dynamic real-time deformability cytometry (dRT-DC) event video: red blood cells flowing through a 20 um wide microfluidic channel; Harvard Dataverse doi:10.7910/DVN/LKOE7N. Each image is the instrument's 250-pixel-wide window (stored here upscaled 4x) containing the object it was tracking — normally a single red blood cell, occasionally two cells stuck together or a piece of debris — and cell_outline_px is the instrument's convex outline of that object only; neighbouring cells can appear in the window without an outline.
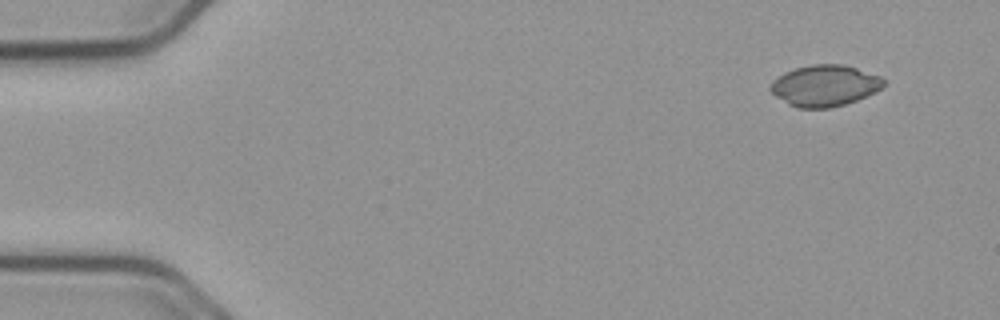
{"species": "common noctule bat (a hibernating species)", "species_latin": "Nyctalus noctula", "temperature_condition": "cold", "stored_images_in_passage": 51, "camera_frame_rate_fps": 3000, "um_per_image_px": 0.085, "animal": {"sex": "male", "body_mass_g": 23.1, "forearm_length_mm": 52.7}, "frame": {"image": 1, "passage_image": 1, "time_ms": 0.0, "image_size_px": [1000, 320], "cell_outline_px": [[884, 84], [876, 92], [856, 100], [844, 104], [828, 108], [796, 108], [788, 104], [776, 96], [768, 88], [772, 80], [784, 72], [796, 68], [812, 64], [844, 64], [880, 76], [884, 80]], "centroid_in_image_um": [70.07, 7.28], "position_along_channel_um": 14.9, "area_um2": 27.17}}
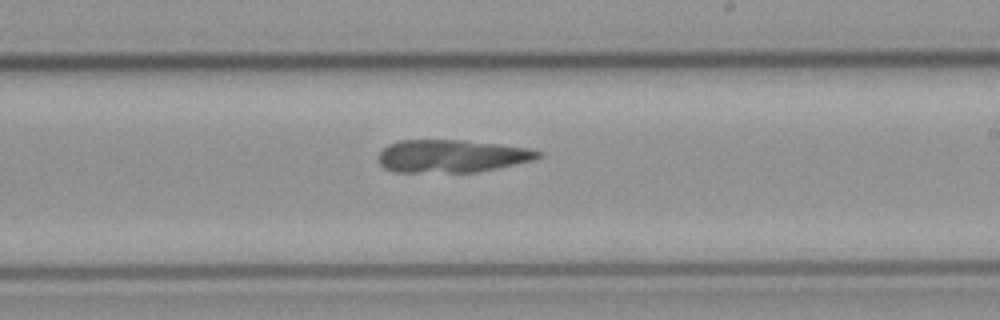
{"frame": {"image": 2, "passage_image": 29, "time_ms": 9.333, "image_size_px": [1000, 320], "cell_outline_px": [[540, 156], [532, 160], [496, 168], [476, 172], [392, 172], [384, 168], [376, 160], [376, 156], [388, 144], [400, 140], [464, 140], [528, 148], [540, 152]], "centroid_in_image_um": [38.29, 13.27], "position_along_channel_um": 250.7, "area_um2": 30.4}}
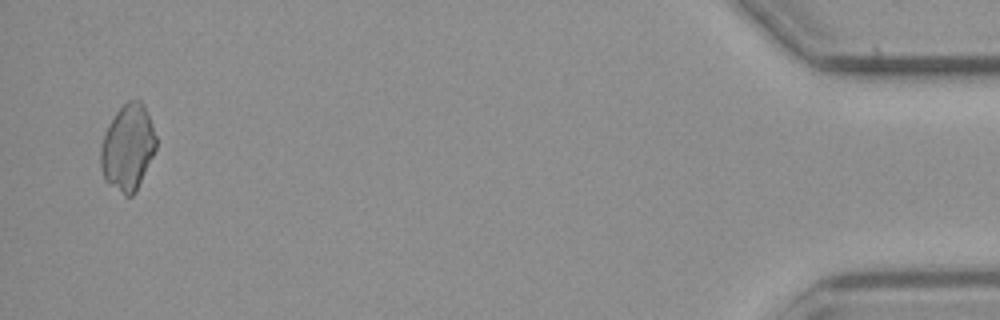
{"frame": {"image": 3, "passage_image": 50, "time_ms": 16.333, "image_size_px": [1000, 320], "cell_outline_px": [[156, 148], [136, 192], [132, 196], [124, 196], [104, 180], [100, 168], [100, 148], [108, 124], [116, 112], [128, 100], [140, 100], [144, 104], [152, 124], [156, 136]], "centroid_in_image_um": [10.85, 12.56], "position_along_channel_um": 424.4, "area_um2": 27.86}}